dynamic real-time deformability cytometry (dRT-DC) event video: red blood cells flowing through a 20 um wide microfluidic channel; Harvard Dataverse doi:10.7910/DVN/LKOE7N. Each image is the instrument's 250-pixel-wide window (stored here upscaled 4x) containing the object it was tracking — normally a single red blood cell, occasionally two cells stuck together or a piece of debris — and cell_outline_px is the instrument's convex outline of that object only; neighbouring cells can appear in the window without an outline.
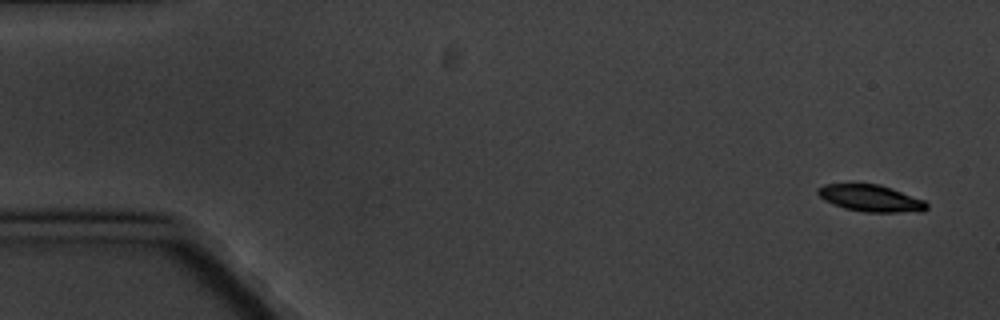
{"species": "common noctule bat (a hibernating species)", "species_latin": "Nyctalus noctula", "temperature_condition": "cold", "stored_images_in_passage": 5, "camera_frame_rate_fps": 3000, "um_per_image_px": 0.085, "animal": {"sex": "male", "body_mass_g": 20.1, "forearm_length_mm": 53.5}, "frame": {"image": 1, "passage_image": 1, "time_ms": 0.0, "image_size_px": [1000, 320], "cell_outline_px": [[928, 208], [924, 212], [864, 212], [844, 208], [832, 204], [824, 200], [816, 192], [816, 188], [824, 184], [880, 184], [892, 188], [924, 200], [928, 204]], "centroid_in_image_um": [74.02, 16.85], "position_along_channel_um": 11.0, "area_um2": 17.17}}
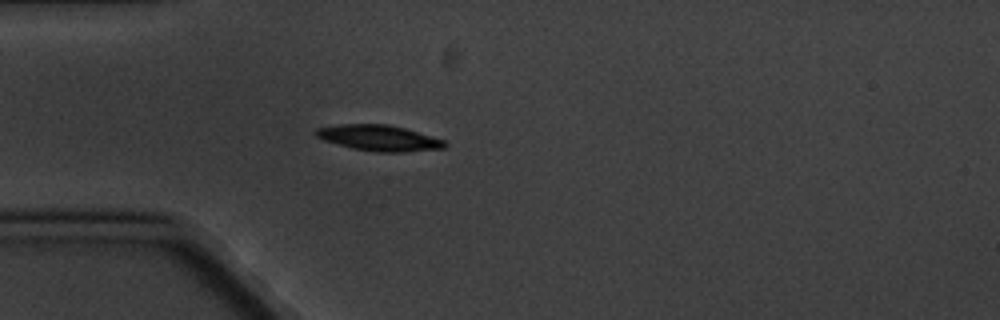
{"frame": {"image": 2, "passage_image": 5, "time_ms": 4.667, "image_size_px": [1000, 320], "cell_outline_px": [[448, 144], [444, 148], [404, 152], [376, 152], [352, 148], [324, 140], [316, 136], [312, 132], [316, 128], [340, 124], [388, 124], [404, 128], [444, 140]], "centroid_in_image_um": [32.19, 11.72], "position_along_channel_um": 52.8, "area_um2": 19.31}}